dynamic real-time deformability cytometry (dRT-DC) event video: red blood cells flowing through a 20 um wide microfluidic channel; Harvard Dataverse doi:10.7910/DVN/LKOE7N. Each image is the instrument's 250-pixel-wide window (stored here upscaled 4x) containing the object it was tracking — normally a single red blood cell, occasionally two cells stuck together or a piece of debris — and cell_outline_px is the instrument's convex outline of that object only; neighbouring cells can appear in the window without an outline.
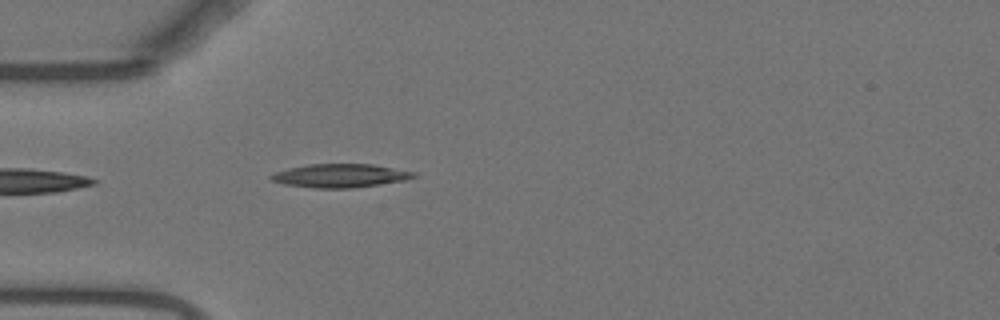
{"species": "Egyptian fruit bat (a non-hibernating species)", "species_latin": "Rousettus aegyptiacus", "temperature_condition": "warm", "stored_images_in_passage": 35, "camera_frame_rate_fps": 3000, "um_per_image_px": 0.085, "animal": {"sex": "female"}, "frame": {"image": 1, "passage_image": 1, "time_ms": 0.0, "image_size_px": [1000, 320], "cell_outline_px": [[416, 176], [404, 180], [352, 188], [316, 188], [284, 184], [272, 180], [268, 176], [276, 172], [288, 168], [308, 164], [372, 164], [416, 172]], "centroid_in_image_um": [28.9, 14.92], "position_along_channel_um": 56.1, "area_um2": 19.36}}
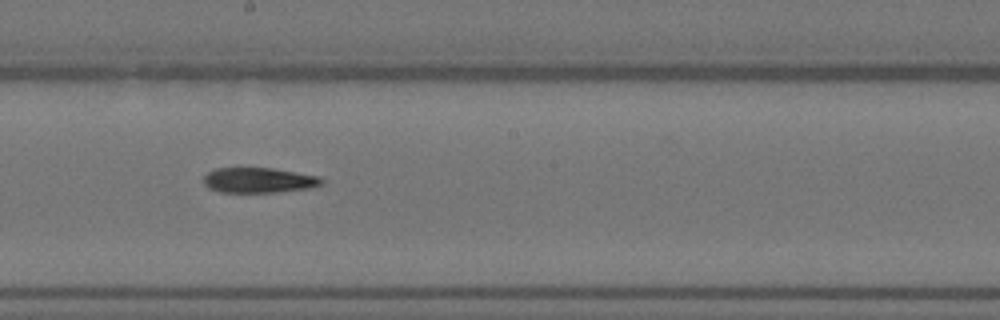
{"frame": {"image": 2, "passage_image": 15, "time_ms": 4.667, "image_size_px": [1000, 320], "cell_outline_px": [[324, 184], [308, 188], [276, 192], [220, 192], [208, 188], [204, 184], [204, 176], [208, 172], [216, 168], [272, 168], [320, 176], [324, 180]], "centroid_in_image_um": [22.0, 15.32], "position_along_channel_um": 226.2, "area_um2": 17.34}}
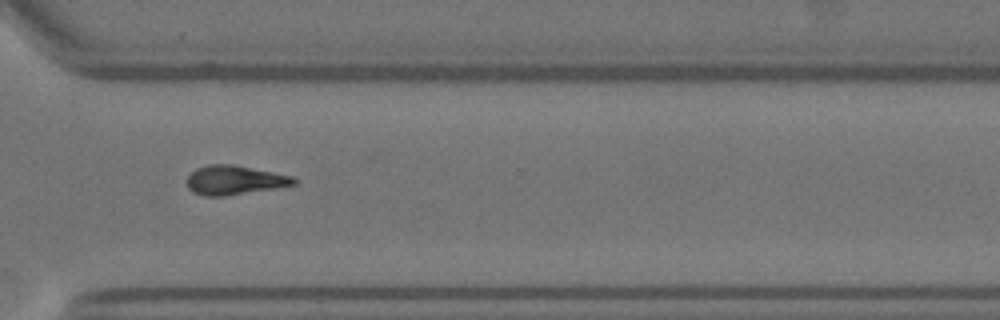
{"frame": {"image": 3, "passage_image": 25, "time_ms": 8.0, "image_size_px": [1000, 320], "cell_outline_px": [[296, 184], [276, 188], [224, 196], [204, 196], [192, 192], [188, 188], [188, 176], [196, 168], [208, 164], [232, 164], [292, 176], [296, 180]], "centroid_in_image_um": [19.91, 15.31], "position_along_channel_um": 350.7, "area_um2": 18.03}}